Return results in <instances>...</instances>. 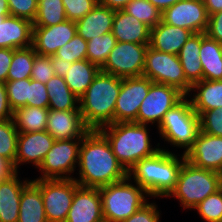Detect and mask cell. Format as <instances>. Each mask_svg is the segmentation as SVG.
Returning <instances> with one entry per match:
<instances>
[{"label": "cell", "mask_w": 222, "mask_h": 222, "mask_svg": "<svg viewBox=\"0 0 222 222\" xmlns=\"http://www.w3.org/2000/svg\"><path fill=\"white\" fill-rule=\"evenodd\" d=\"M77 167L74 180L82 187L100 188L128 177L99 130H89L82 138Z\"/></svg>", "instance_id": "6da1fadb"}, {"label": "cell", "mask_w": 222, "mask_h": 222, "mask_svg": "<svg viewBox=\"0 0 222 222\" xmlns=\"http://www.w3.org/2000/svg\"><path fill=\"white\" fill-rule=\"evenodd\" d=\"M164 147L150 157L138 161L128 177L145 190L150 198H166L175 188L185 154L172 153ZM179 156V157H178Z\"/></svg>", "instance_id": "7a4b0ae2"}, {"label": "cell", "mask_w": 222, "mask_h": 222, "mask_svg": "<svg viewBox=\"0 0 222 222\" xmlns=\"http://www.w3.org/2000/svg\"><path fill=\"white\" fill-rule=\"evenodd\" d=\"M121 78L99 71L86 92L79 98L82 119L89 130H100L114 123Z\"/></svg>", "instance_id": "3957f363"}, {"label": "cell", "mask_w": 222, "mask_h": 222, "mask_svg": "<svg viewBox=\"0 0 222 222\" xmlns=\"http://www.w3.org/2000/svg\"><path fill=\"white\" fill-rule=\"evenodd\" d=\"M149 128V125L135 122H117L99 131L107 138L114 155L128 172L138 161L161 149L160 143L152 146Z\"/></svg>", "instance_id": "277c9868"}, {"label": "cell", "mask_w": 222, "mask_h": 222, "mask_svg": "<svg viewBox=\"0 0 222 222\" xmlns=\"http://www.w3.org/2000/svg\"><path fill=\"white\" fill-rule=\"evenodd\" d=\"M220 188V173L195 167L185 160L179 170L175 188L166 198H175L184 210H192Z\"/></svg>", "instance_id": "5b68a950"}, {"label": "cell", "mask_w": 222, "mask_h": 222, "mask_svg": "<svg viewBox=\"0 0 222 222\" xmlns=\"http://www.w3.org/2000/svg\"><path fill=\"white\" fill-rule=\"evenodd\" d=\"M104 222H121L148 202L150 197L129 177L99 188ZM149 198V199H148Z\"/></svg>", "instance_id": "8992f818"}, {"label": "cell", "mask_w": 222, "mask_h": 222, "mask_svg": "<svg viewBox=\"0 0 222 222\" xmlns=\"http://www.w3.org/2000/svg\"><path fill=\"white\" fill-rule=\"evenodd\" d=\"M162 140L173 147L183 149V154L193 146L200 131L199 115L193 110L190 99L185 96L165 114L158 127Z\"/></svg>", "instance_id": "52a82bcc"}, {"label": "cell", "mask_w": 222, "mask_h": 222, "mask_svg": "<svg viewBox=\"0 0 222 222\" xmlns=\"http://www.w3.org/2000/svg\"><path fill=\"white\" fill-rule=\"evenodd\" d=\"M142 76L154 83L166 84L177 88L185 96L192 85L186 80L178 55L164 53L148 46Z\"/></svg>", "instance_id": "ba28073f"}, {"label": "cell", "mask_w": 222, "mask_h": 222, "mask_svg": "<svg viewBox=\"0 0 222 222\" xmlns=\"http://www.w3.org/2000/svg\"><path fill=\"white\" fill-rule=\"evenodd\" d=\"M81 142L82 139L55 140L37 168L41 174L35 179H74Z\"/></svg>", "instance_id": "9c48e42d"}, {"label": "cell", "mask_w": 222, "mask_h": 222, "mask_svg": "<svg viewBox=\"0 0 222 222\" xmlns=\"http://www.w3.org/2000/svg\"><path fill=\"white\" fill-rule=\"evenodd\" d=\"M148 46L149 44L117 42L100 71L122 79L142 76Z\"/></svg>", "instance_id": "30bf717a"}, {"label": "cell", "mask_w": 222, "mask_h": 222, "mask_svg": "<svg viewBox=\"0 0 222 222\" xmlns=\"http://www.w3.org/2000/svg\"><path fill=\"white\" fill-rule=\"evenodd\" d=\"M74 179H40V192L48 222H65L75 190Z\"/></svg>", "instance_id": "8fae6325"}, {"label": "cell", "mask_w": 222, "mask_h": 222, "mask_svg": "<svg viewBox=\"0 0 222 222\" xmlns=\"http://www.w3.org/2000/svg\"><path fill=\"white\" fill-rule=\"evenodd\" d=\"M185 95L166 84L152 83L148 95L140 105L136 123L158 127L169 109L178 104Z\"/></svg>", "instance_id": "7c38bea8"}, {"label": "cell", "mask_w": 222, "mask_h": 222, "mask_svg": "<svg viewBox=\"0 0 222 222\" xmlns=\"http://www.w3.org/2000/svg\"><path fill=\"white\" fill-rule=\"evenodd\" d=\"M153 82L144 76L121 78V89L116 101L114 123L135 122L144 98Z\"/></svg>", "instance_id": "4fadbf2b"}, {"label": "cell", "mask_w": 222, "mask_h": 222, "mask_svg": "<svg viewBox=\"0 0 222 222\" xmlns=\"http://www.w3.org/2000/svg\"><path fill=\"white\" fill-rule=\"evenodd\" d=\"M208 18L203 0H181L162 12L161 21L195 34L205 33Z\"/></svg>", "instance_id": "5bb4252c"}, {"label": "cell", "mask_w": 222, "mask_h": 222, "mask_svg": "<svg viewBox=\"0 0 222 222\" xmlns=\"http://www.w3.org/2000/svg\"><path fill=\"white\" fill-rule=\"evenodd\" d=\"M55 139L47 131L19 132L17 153L13 167L16 172L21 165L29 164L37 169L51 149Z\"/></svg>", "instance_id": "9a60e30c"}, {"label": "cell", "mask_w": 222, "mask_h": 222, "mask_svg": "<svg viewBox=\"0 0 222 222\" xmlns=\"http://www.w3.org/2000/svg\"><path fill=\"white\" fill-rule=\"evenodd\" d=\"M186 160L193 166L222 171V136H213L199 131L193 146L185 154Z\"/></svg>", "instance_id": "2e32d148"}, {"label": "cell", "mask_w": 222, "mask_h": 222, "mask_svg": "<svg viewBox=\"0 0 222 222\" xmlns=\"http://www.w3.org/2000/svg\"><path fill=\"white\" fill-rule=\"evenodd\" d=\"M75 34L76 24L72 20L52 26L33 27L32 47L38 55L52 56Z\"/></svg>", "instance_id": "e0dca14e"}, {"label": "cell", "mask_w": 222, "mask_h": 222, "mask_svg": "<svg viewBox=\"0 0 222 222\" xmlns=\"http://www.w3.org/2000/svg\"><path fill=\"white\" fill-rule=\"evenodd\" d=\"M65 222H104L99 188L79 186Z\"/></svg>", "instance_id": "ac0fdd59"}, {"label": "cell", "mask_w": 222, "mask_h": 222, "mask_svg": "<svg viewBox=\"0 0 222 222\" xmlns=\"http://www.w3.org/2000/svg\"><path fill=\"white\" fill-rule=\"evenodd\" d=\"M46 131L55 140L82 139L89 131L80 110L60 111L49 109Z\"/></svg>", "instance_id": "d6986e66"}, {"label": "cell", "mask_w": 222, "mask_h": 222, "mask_svg": "<svg viewBox=\"0 0 222 222\" xmlns=\"http://www.w3.org/2000/svg\"><path fill=\"white\" fill-rule=\"evenodd\" d=\"M33 22L7 16L0 22V48L19 49L32 46Z\"/></svg>", "instance_id": "ffe728a7"}, {"label": "cell", "mask_w": 222, "mask_h": 222, "mask_svg": "<svg viewBox=\"0 0 222 222\" xmlns=\"http://www.w3.org/2000/svg\"><path fill=\"white\" fill-rule=\"evenodd\" d=\"M193 34L188 29L172 26L160 21L150 30L149 46L164 53L177 55Z\"/></svg>", "instance_id": "44dd1931"}, {"label": "cell", "mask_w": 222, "mask_h": 222, "mask_svg": "<svg viewBox=\"0 0 222 222\" xmlns=\"http://www.w3.org/2000/svg\"><path fill=\"white\" fill-rule=\"evenodd\" d=\"M115 10L98 3L83 18L77 20L76 33L86 41L112 32Z\"/></svg>", "instance_id": "7402d4cb"}, {"label": "cell", "mask_w": 222, "mask_h": 222, "mask_svg": "<svg viewBox=\"0 0 222 222\" xmlns=\"http://www.w3.org/2000/svg\"><path fill=\"white\" fill-rule=\"evenodd\" d=\"M151 28L123 10H115L112 33L117 42L150 43Z\"/></svg>", "instance_id": "603a6c76"}, {"label": "cell", "mask_w": 222, "mask_h": 222, "mask_svg": "<svg viewBox=\"0 0 222 222\" xmlns=\"http://www.w3.org/2000/svg\"><path fill=\"white\" fill-rule=\"evenodd\" d=\"M16 172L9 179L0 182V222H17L20 197L23 188L31 179L19 177Z\"/></svg>", "instance_id": "cb8c5ba5"}, {"label": "cell", "mask_w": 222, "mask_h": 222, "mask_svg": "<svg viewBox=\"0 0 222 222\" xmlns=\"http://www.w3.org/2000/svg\"><path fill=\"white\" fill-rule=\"evenodd\" d=\"M187 97L190 98L192 108L198 115L204 111L222 108V80L203 79L194 83Z\"/></svg>", "instance_id": "d4e9b609"}, {"label": "cell", "mask_w": 222, "mask_h": 222, "mask_svg": "<svg viewBox=\"0 0 222 222\" xmlns=\"http://www.w3.org/2000/svg\"><path fill=\"white\" fill-rule=\"evenodd\" d=\"M17 222H48L40 192V179H31L23 188Z\"/></svg>", "instance_id": "484cf974"}, {"label": "cell", "mask_w": 222, "mask_h": 222, "mask_svg": "<svg viewBox=\"0 0 222 222\" xmlns=\"http://www.w3.org/2000/svg\"><path fill=\"white\" fill-rule=\"evenodd\" d=\"M199 60L204 80H222V43L202 33Z\"/></svg>", "instance_id": "4316f807"}, {"label": "cell", "mask_w": 222, "mask_h": 222, "mask_svg": "<svg viewBox=\"0 0 222 222\" xmlns=\"http://www.w3.org/2000/svg\"><path fill=\"white\" fill-rule=\"evenodd\" d=\"M201 41L202 33L193 34L177 54L186 80L191 85L203 80V69L199 60Z\"/></svg>", "instance_id": "83f0119b"}, {"label": "cell", "mask_w": 222, "mask_h": 222, "mask_svg": "<svg viewBox=\"0 0 222 222\" xmlns=\"http://www.w3.org/2000/svg\"><path fill=\"white\" fill-rule=\"evenodd\" d=\"M100 68L89 60H78L71 64L64 77L69 89L80 98L93 82Z\"/></svg>", "instance_id": "f1b7e54d"}, {"label": "cell", "mask_w": 222, "mask_h": 222, "mask_svg": "<svg viewBox=\"0 0 222 222\" xmlns=\"http://www.w3.org/2000/svg\"><path fill=\"white\" fill-rule=\"evenodd\" d=\"M45 85L49 97L48 109L80 110L79 98L69 89L63 77L54 75Z\"/></svg>", "instance_id": "f546056e"}, {"label": "cell", "mask_w": 222, "mask_h": 222, "mask_svg": "<svg viewBox=\"0 0 222 222\" xmlns=\"http://www.w3.org/2000/svg\"><path fill=\"white\" fill-rule=\"evenodd\" d=\"M48 108L24 106L13 112V120L18 132L46 131Z\"/></svg>", "instance_id": "4dcf8cb0"}, {"label": "cell", "mask_w": 222, "mask_h": 222, "mask_svg": "<svg viewBox=\"0 0 222 222\" xmlns=\"http://www.w3.org/2000/svg\"><path fill=\"white\" fill-rule=\"evenodd\" d=\"M33 27H46L67 20L62 0H39Z\"/></svg>", "instance_id": "1f68e13d"}, {"label": "cell", "mask_w": 222, "mask_h": 222, "mask_svg": "<svg viewBox=\"0 0 222 222\" xmlns=\"http://www.w3.org/2000/svg\"><path fill=\"white\" fill-rule=\"evenodd\" d=\"M37 55L32 46L15 49L8 70L7 81L31 78L34 58Z\"/></svg>", "instance_id": "d6a6232c"}, {"label": "cell", "mask_w": 222, "mask_h": 222, "mask_svg": "<svg viewBox=\"0 0 222 222\" xmlns=\"http://www.w3.org/2000/svg\"><path fill=\"white\" fill-rule=\"evenodd\" d=\"M116 44L117 40L112 32L92 38L87 41V60L101 68Z\"/></svg>", "instance_id": "836d02e7"}, {"label": "cell", "mask_w": 222, "mask_h": 222, "mask_svg": "<svg viewBox=\"0 0 222 222\" xmlns=\"http://www.w3.org/2000/svg\"><path fill=\"white\" fill-rule=\"evenodd\" d=\"M122 10L150 28L155 27L161 21L162 12L148 0H132Z\"/></svg>", "instance_id": "e575fe53"}, {"label": "cell", "mask_w": 222, "mask_h": 222, "mask_svg": "<svg viewBox=\"0 0 222 222\" xmlns=\"http://www.w3.org/2000/svg\"><path fill=\"white\" fill-rule=\"evenodd\" d=\"M19 132L13 119L0 121V156L14 164Z\"/></svg>", "instance_id": "d590c367"}, {"label": "cell", "mask_w": 222, "mask_h": 222, "mask_svg": "<svg viewBox=\"0 0 222 222\" xmlns=\"http://www.w3.org/2000/svg\"><path fill=\"white\" fill-rule=\"evenodd\" d=\"M205 222H222V189L206 197L193 208Z\"/></svg>", "instance_id": "8d00e7d4"}, {"label": "cell", "mask_w": 222, "mask_h": 222, "mask_svg": "<svg viewBox=\"0 0 222 222\" xmlns=\"http://www.w3.org/2000/svg\"><path fill=\"white\" fill-rule=\"evenodd\" d=\"M55 55L71 63L85 60L87 59V41L76 33L69 42L57 50Z\"/></svg>", "instance_id": "74e56055"}, {"label": "cell", "mask_w": 222, "mask_h": 222, "mask_svg": "<svg viewBox=\"0 0 222 222\" xmlns=\"http://www.w3.org/2000/svg\"><path fill=\"white\" fill-rule=\"evenodd\" d=\"M28 85L30 78L5 82L8 102L13 111L27 106Z\"/></svg>", "instance_id": "f35d334b"}, {"label": "cell", "mask_w": 222, "mask_h": 222, "mask_svg": "<svg viewBox=\"0 0 222 222\" xmlns=\"http://www.w3.org/2000/svg\"><path fill=\"white\" fill-rule=\"evenodd\" d=\"M199 120L201 132L222 136V108L202 112L199 115Z\"/></svg>", "instance_id": "ab89813d"}, {"label": "cell", "mask_w": 222, "mask_h": 222, "mask_svg": "<svg viewBox=\"0 0 222 222\" xmlns=\"http://www.w3.org/2000/svg\"><path fill=\"white\" fill-rule=\"evenodd\" d=\"M67 20L77 21L89 13L99 0H62Z\"/></svg>", "instance_id": "60d3db41"}, {"label": "cell", "mask_w": 222, "mask_h": 222, "mask_svg": "<svg viewBox=\"0 0 222 222\" xmlns=\"http://www.w3.org/2000/svg\"><path fill=\"white\" fill-rule=\"evenodd\" d=\"M55 75L52 67L51 56L36 55L31 72V79L41 83L48 82Z\"/></svg>", "instance_id": "b9f144b4"}, {"label": "cell", "mask_w": 222, "mask_h": 222, "mask_svg": "<svg viewBox=\"0 0 222 222\" xmlns=\"http://www.w3.org/2000/svg\"><path fill=\"white\" fill-rule=\"evenodd\" d=\"M48 105L49 97L46 85L30 78V85H28L27 106L48 108Z\"/></svg>", "instance_id": "7bdbcfd3"}, {"label": "cell", "mask_w": 222, "mask_h": 222, "mask_svg": "<svg viewBox=\"0 0 222 222\" xmlns=\"http://www.w3.org/2000/svg\"><path fill=\"white\" fill-rule=\"evenodd\" d=\"M10 14L15 17L25 18L34 21L37 13L36 0H7Z\"/></svg>", "instance_id": "ee69618b"}, {"label": "cell", "mask_w": 222, "mask_h": 222, "mask_svg": "<svg viewBox=\"0 0 222 222\" xmlns=\"http://www.w3.org/2000/svg\"><path fill=\"white\" fill-rule=\"evenodd\" d=\"M161 211L155 201L144 204L134 214L121 222H161Z\"/></svg>", "instance_id": "f6af8a7d"}, {"label": "cell", "mask_w": 222, "mask_h": 222, "mask_svg": "<svg viewBox=\"0 0 222 222\" xmlns=\"http://www.w3.org/2000/svg\"><path fill=\"white\" fill-rule=\"evenodd\" d=\"M205 34L209 38L222 43V11H218L209 16Z\"/></svg>", "instance_id": "bcb514c9"}, {"label": "cell", "mask_w": 222, "mask_h": 222, "mask_svg": "<svg viewBox=\"0 0 222 222\" xmlns=\"http://www.w3.org/2000/svg\"><path fill=\"white\" fill-rule=\"evenodd\" d=\"M15 49L0 48V82H7L8 70Z\"/></svg>", "instance_id": "7dc6e473"}, {"label": "cell", "mask_w": 222, "mask_h": 222, "mask_svg": "<svg viewBox=\"0 0 222 222\" xmlns=\"http://www.w3.org/2000/svg\"><path fill=\"white\" fill-rule=\"evenodd\" d=\"M13 112L8 102L5 83L0 82V121L13 119Z\"/></svg>", "instance_id": "c3c4849f"}, {"label": "cell", "mask_w": 222, "mask_h": 222, "mask_svg": "<svg viewBox=\"0 0 222 222\" xmlns=\"http://www.w3.org/2000/svg\"><path fill=\"white\" fill-rule=\"evenodd\" d=\"M52 67L56 76L65 77L71 66V62H66L62 58L57 57L55 54L51 56Z\"/></svg>", "instance_id": "681fc988"}, {"label": "cell", "mask_w": 222, "mask_h": 222, "mask_svg": "<svg viewBox=\"0 0 222 222\" xmlns=\"http://www.w3.org/2000/svg\"><path fill=\"white\" fill-rule=\"evenodd\" d=\"M16 173L13 164L0 156V182L9 179Z\"/></svg>", "instance_id": "f907efd6"}, {"label": "cell", "mask_w": 222, "mask_h": 222, "mask_svg": "<svg viewBox=\"0 0 222 222\" xmlns=\"http://www.w3.org/2000/svg\"><path fill=\"white\" fill-rule=\"evenodd\" d=\"M132 0H99V3L113 10H122Z\"/></svg>", "instance_id": "816d5d0a"}, {"label": "cell", "mask_w": 222, "mask_h": 222, "mask_svg": "<svg viewBox=\"0 0 222 222\" xmlns=\"http://www.w3.org/2000/svg\"><path fill=\"white\" fill-rule=\"evenodd\" d=\"M208 16L222 11V0H203Z\"/></svg>", "instance_id": "f5cc1de1"}, {"label": "cell", "mask_w": 222, "mask_h": 222, "mask_svg": "<svg viewBox=\"0 0 222 222\" xmlns=\"http://www.w3.org/2000/svg\"><path fill=\"white\" fill-rule=\"evenodd\" d=\"M150 1L159 11L163 12L168 7H171L176 2L181 0H148Z\"/></svg>", "instance_id": "db71d44e"}, {"label": "cell", "mask_w": 222, "mask_h": 222, "mask_svg": "<svg viewBox=\"0 0 222 222\" xmlns=\"http://www.w3.org/2000/svg\"><path fill=\"white\" fill-rule=\"evenodd\" d=\"M10 11L8 8V1L7 0H0V16H9Z\"/></svg>", "instance_id": "11a10c76"}, {"label": "cell", "mask_w": 222, "mask_h": 222, "mask_svg": "<svg viewBox=\"0 0 222 222\" xmlns=\"http://www.w3.org/2000/svg\"><path fill=\"white\" fill-rule=\"evenodd\" d=\"M220 185H221V189H222V171L220 172Z\"/></svg>", "instance_id": "9f6ffc18"}, {"label": "cell", "mask_w": 222, "mask_h": 222, "mask_svg": "<svg viewBox=\"0 0 222 222\" xmlns=\"http://www.w3.org/2000/svg\"><path fill=\"white\" fill-rule=\"evenodd\" d=\"M7 16H0V22H3Z\"/></svg>", "instance_id": "6f0895ef"}]
</instances>
